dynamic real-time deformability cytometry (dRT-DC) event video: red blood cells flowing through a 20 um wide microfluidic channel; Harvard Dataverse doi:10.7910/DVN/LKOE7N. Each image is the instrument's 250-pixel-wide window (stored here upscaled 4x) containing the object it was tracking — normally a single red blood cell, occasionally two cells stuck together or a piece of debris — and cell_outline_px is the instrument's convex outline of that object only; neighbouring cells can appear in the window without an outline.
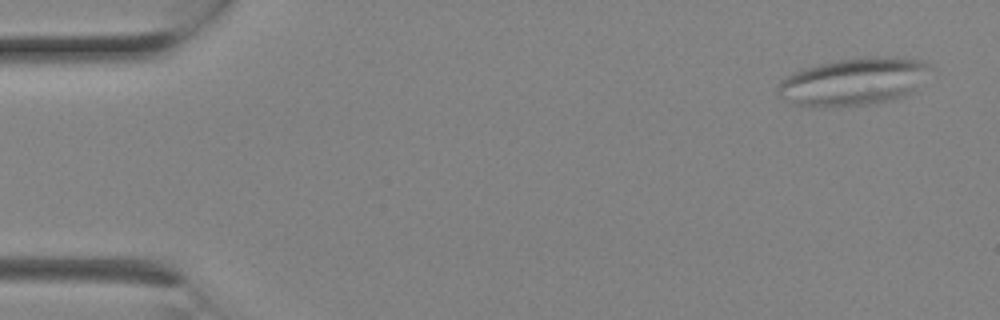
{"species": "Egyptian fruit bat (a non-hibernating species)", "species_latin": "Rousettus aegyptiacus", "temperature_condition": "room temperature", "stored_images_in_passage": 6, "camera_frame_rate_fps": 3000, "um_per_image_px": 0.085, "animal": {"sex": "female"}, "frame": {"image": 1, "passage_image": 1, "time_ms": 0.0, "image_size_px": [1000, 320], "cell_outline_px": [[936, 68], [912, 92], [900, 96], [868, 104], [828, 108], [792, 104], [780, 96], [776, 92], [776, 88], [780, 80], [792, 72], [800, 68], [840, 60], [892, 56], [916, 60], [928, 64]], "centroid_in_image_um": [72.52, 6.94], "position_along_channel_um": 12.5, "area_um2": 42.14}}